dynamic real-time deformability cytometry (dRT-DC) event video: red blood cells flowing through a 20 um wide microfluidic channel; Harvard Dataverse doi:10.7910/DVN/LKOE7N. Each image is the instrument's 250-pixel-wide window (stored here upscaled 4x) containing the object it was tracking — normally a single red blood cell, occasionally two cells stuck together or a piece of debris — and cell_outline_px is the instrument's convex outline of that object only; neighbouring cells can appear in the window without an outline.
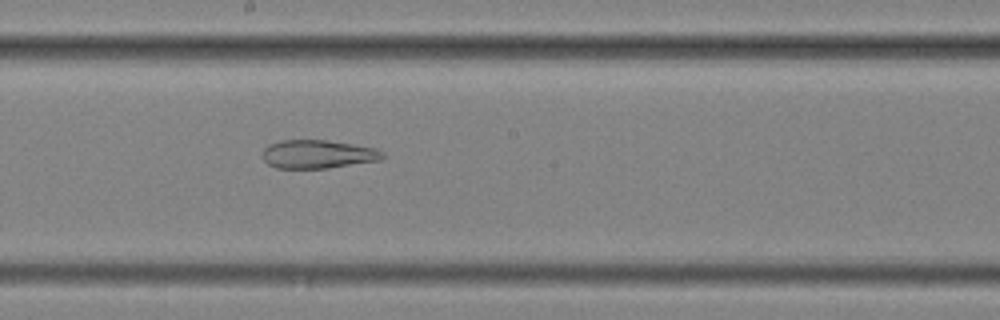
{"species": "common noctule bat (a hibernating species)", "species_latin": "Nyctalus noctula", "temperature_condition": "cold", "stored_images_in_passage": 35, "camera_frame_rate_fps": 3000, "um_per_image_px": 0.085, "animal": {"sex": "female", "body_mass_g": 25.1}, "frame": {"image": 1, "passage_image": 29, "time_ms": 9.333, "image_size_px": [1000, 320], "cell_outline_px": [[384, 156], [380, 160], [328, 168], [276, 168], [268, 164], [264, 160], [264, 148], [268, 144], [280, 140], [328, 140], [376, 148], [384, 152]], "centroid_in_image_um": [27.02, 13.1], "position_along_channel_um": 221.2, "area_um2": 19.88}}